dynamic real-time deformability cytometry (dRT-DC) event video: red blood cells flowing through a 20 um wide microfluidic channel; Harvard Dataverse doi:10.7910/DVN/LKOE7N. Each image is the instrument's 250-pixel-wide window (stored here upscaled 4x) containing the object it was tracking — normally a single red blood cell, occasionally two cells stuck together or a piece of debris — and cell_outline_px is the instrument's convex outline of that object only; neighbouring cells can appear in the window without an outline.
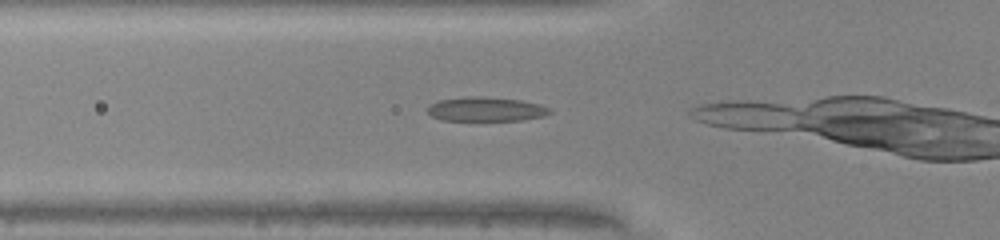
{"species": "common noctule bat (a hibernating species)", "species_latin": "Nyctalus noctula", "temperature_condition": "warm", "stored_images_in_passage": 3, "camera_frame_rate_fps": 3000, "um_per_image_px": 0.085, "animal": {"sex": "male", "body_mass_g": 20.0, "forearm_length_mm": 53.3}, "frame": {"image": 1, "passage_image": 2, "time_ms": 0.333, "image_size_px": [1000, 240], "cell_outline_px": [[552, 112], [544, 116], [520, 120], [440, 120], [432, 116], [428, 112], [428, 108], [432, 104], [440, 100], [464, 96], [484, 96], [520, 100], [540, 104], [548, 108]], "centroid_in_image_um": [41.31, 9.27], "position_along_channel_um": 84.5, "area_um2": 17.17}}